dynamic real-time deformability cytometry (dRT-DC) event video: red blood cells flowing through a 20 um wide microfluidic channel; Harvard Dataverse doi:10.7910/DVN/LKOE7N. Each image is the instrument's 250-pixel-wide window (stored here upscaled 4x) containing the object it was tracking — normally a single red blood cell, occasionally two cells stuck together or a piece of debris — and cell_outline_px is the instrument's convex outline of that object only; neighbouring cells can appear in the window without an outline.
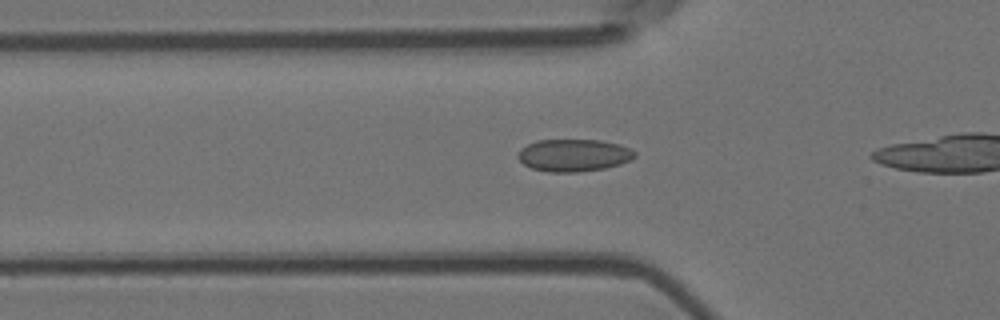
{"species": "Egyptian fruit bat (a non-hibernating species)", "species_latin": "Rousettus aegyptiacus", "temperature_condition": "room temperature", "stored_images_in_passage": 20, "camera_frame_rate_fps": 3000, "um_per_image_px": 0.085, "animal": {"sex": "female"}, "frame": {"image": 1, "passage_image": 5, "time_ms": 1.333, "image_size_px": [1000, 320], "cell_outline_px": [[636, 156], [620, 164], [604, 168], [576, 172], [548, 172], [532, 168], [524, 164], [516, 156], [520, 148], [536, 140], [600, 140], [620, 144], [636, 152]], "centroid_in_image_um": [48.74, 13.19], "position_along_channel_um": 77.1, "area_um2": 21.96}}
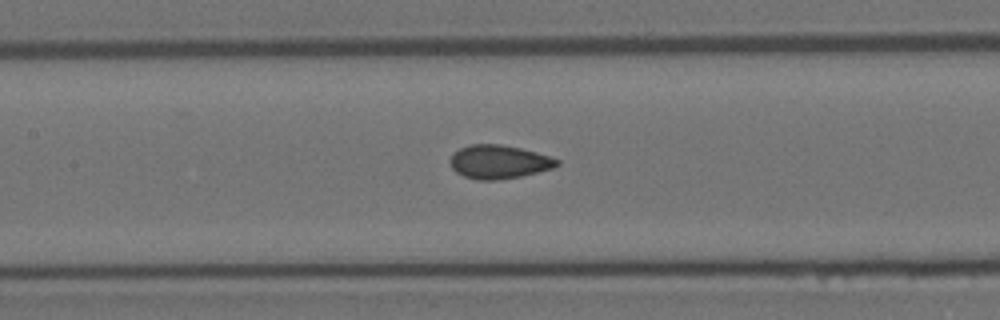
{"frame": {"image": 2, "passage_image": 12, "time_ms": 3.667, "image_size_px": [1000, 320], "cell_outline_px": [[560, 164], [552, 168], [520, 176], [496, 180], [476, 180], [464, 176], [456, 172], [452, 168], [448, 160], [452, 152], [460, 148], [472, 144], [500, 144], [520, 148], [536, 152], [560, 160]], "centroid_in_image_um": [42.35, 13.75], "position_along_channel_um": 165.0, "area_um2": 20.92}}
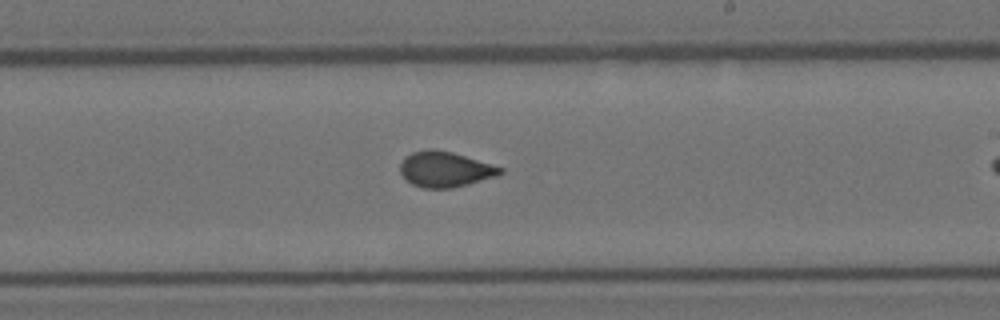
{"frame": {"image": 3, "passage_image": 19, "time_ms": 6.0, "image_size_px": [1000, 320], "cell_outline_px": [[504, 172], [500, 176], [452, 188], [424, 188], [412, 184], [400, 172], [400, 164], [412, 152], [428, 148], [432, 148], [452, 152], [504, 168]], "centroid_in_image_um": [37.88, 14.39], "position_along_channel_um": 251.1, "area_um2": 20.63}}